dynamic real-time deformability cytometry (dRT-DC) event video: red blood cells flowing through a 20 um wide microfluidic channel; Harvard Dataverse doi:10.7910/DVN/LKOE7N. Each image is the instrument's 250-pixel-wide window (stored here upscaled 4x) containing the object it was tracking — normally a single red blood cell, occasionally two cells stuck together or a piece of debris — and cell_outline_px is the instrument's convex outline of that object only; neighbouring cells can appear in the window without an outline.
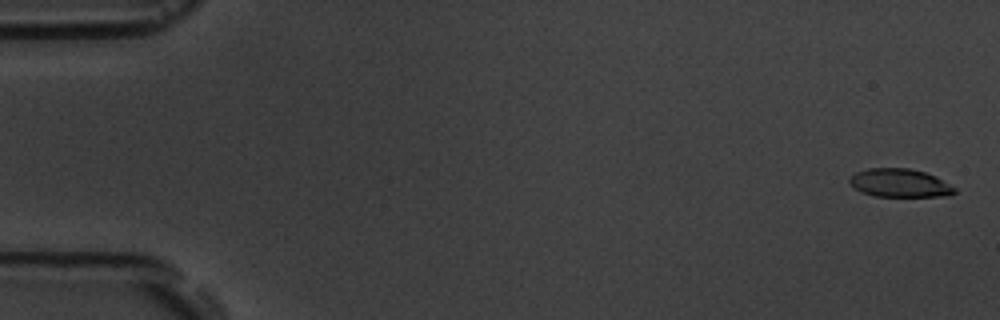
{"species": "common noctule bat (a hibernating species)", "species_latin": "Nyctalus noctula", "temperature_condition": "room temperature", "stored_images_in_passage": 5, "camera_frame_rate_fps": 3000, "um_per_image_px": 0.085, "animal": {"sex": "male", "body_mass_g": 19.5, "forearm_length_mm": 54.6}, "frame": {"image": 1, "passage_image": 1, "time_ms": 0.0, "image_size_px": [1000, 320], "cell_outline_px": [[956, 192], [948, 196], [876, 196], [860, 192], [848, 184], [848, 180], [856, 172], [868, 168], [908, 168], [924, 172], [936, 176], [956, 188]], "centroid_in_image_um": [76.46, 15.56], "position_along_channel_um": 8.5, "area_um2": 17.4}}
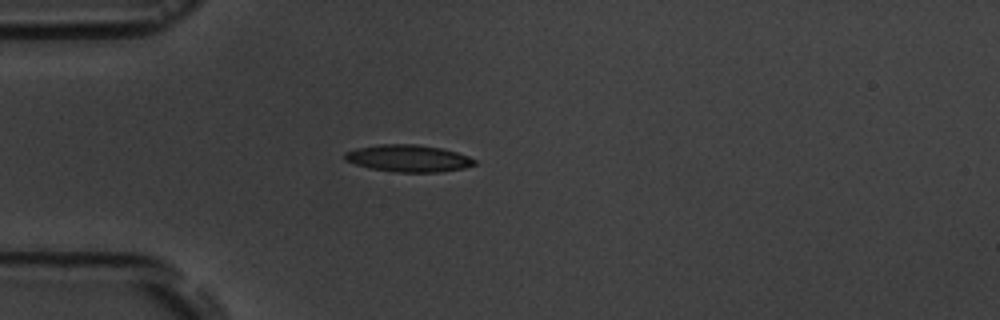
{"frame": {"image": 2, "passage_image": 5, "time_ms": 4.667, "image_size_px": [1000, 320], "cell_outline_px": [[476, 164], [464, 168], [440, 172], [396, 172], [372, 168], [356, 164], [344, 160], [344, 152], [356, 148], [380, 144], [416, 144], [440, 148], [456, 152], [468, 156], [476, 160]], "centroid_in_image_um": [34.7, 13.45], "position_along_channel_um": 50.3, "area_um2": 20.35}}